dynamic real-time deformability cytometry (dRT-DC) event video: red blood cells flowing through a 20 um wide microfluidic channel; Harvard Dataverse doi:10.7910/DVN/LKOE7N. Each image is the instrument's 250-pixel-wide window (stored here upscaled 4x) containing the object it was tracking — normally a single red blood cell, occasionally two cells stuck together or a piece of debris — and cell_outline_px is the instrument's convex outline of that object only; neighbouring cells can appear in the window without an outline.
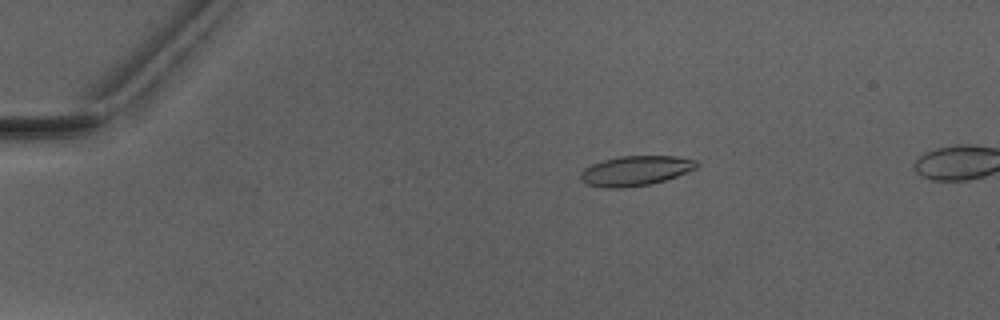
{"species": "Egyptian fruit bat (a non-hibernating species)", "species_latin": "Rousettus aegyptiacus", "temperature_condition": "warm", "stored_images_in_passage": 4, "camera_frame_rate_fps": 3000, "um_per_image_px": 0.085, "animal": {"sex": "male"}, "frame": {"image": 1, "passage_image": 2, "time_ms": 1.333, "image_size_px": [1000, 320], "cell_outline_px": [[700, 164], [696, 168], [676, 176], [652, 184], [624, 188], [604, 188], [588, 184], [580, 180], [580, 172], [584, 168], [592, 164], [604, 160], [620, 156], [676, 156], [696, 160]], "centroid_in_image_um": [54.01, 14.52], "position_along_channel_um": 31.0, "area_um2": 20.23}}